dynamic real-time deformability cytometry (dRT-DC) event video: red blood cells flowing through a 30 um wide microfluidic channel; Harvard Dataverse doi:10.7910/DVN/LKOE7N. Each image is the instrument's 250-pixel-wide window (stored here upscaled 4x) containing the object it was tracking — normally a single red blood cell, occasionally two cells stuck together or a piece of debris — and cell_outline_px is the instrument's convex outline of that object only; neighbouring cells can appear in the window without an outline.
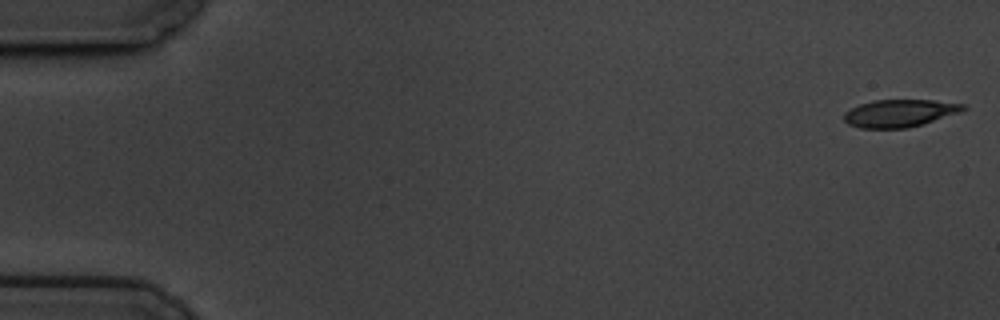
{"species": "common noctule bat (a hibernating species)", "species_latin": "Nyctalus noctula", "temperature_condition": "cold", "stored_images_in_passage": 59, "camera_frame_rate_fps": 3000, "um_per_image_px": 0.085, "animal": {"sex": "male", "body_mass_g": 19.5, "forearm_length_mm": 54.6}, "frame": {"image": 1, "passage_image": 1, "time_ms": 0.0, "image_size_px": [1000, 320], "cell_outline_px": [[968, 108], [960, 112], [924, 124], [908, 128], [860, 128], [848, 124], [844, 120], [844, 112], [860, 104], [876, 100], [932, 100], [964, 104]], "centroid_in_image_um": [76.48, 9.63], "position_along_channel_um": 8.5, "area_um2": 19.07}}
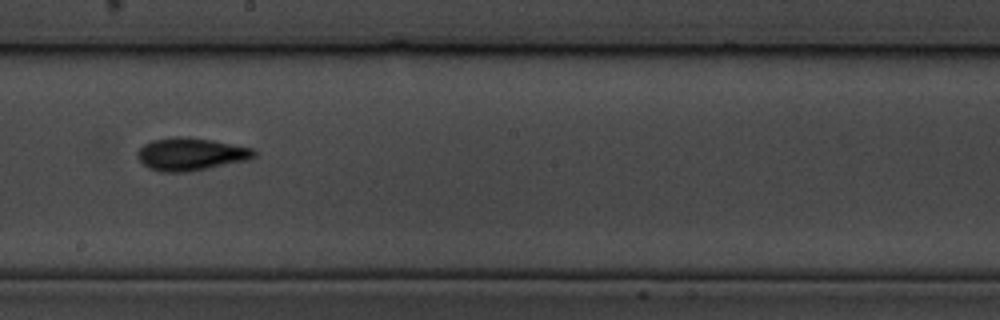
{"frame": {"image": 2, "passage_image": 33, "time_ms": 10.667, "image_size_px": [1000, 320], "cell_outline_px": [[256, 156], [248, 160], [188, 172], [160, 172], [148, 168], [136, 156], [136, 152], [144, 144], [152, 140], [172, 136], [188, 136], [212, 140], [252, 148], [256, 152]], "centroid_in_image_um": [16.19, 13.09], "position_along_channel_um": 232.0, "area_um2": 22.37}}
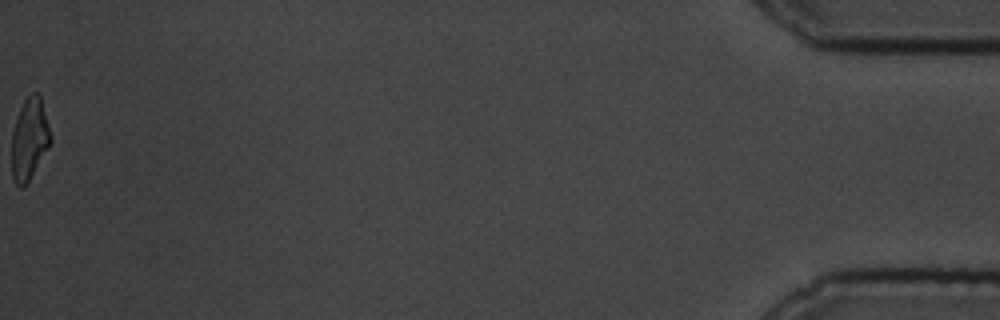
{"frame": {"image": 3, "passage_image": 59, "time_ms": 19.333, "image_size_px": [1000, 320], "cell_outline_px": [[52, 140], [28, 180], [20, 188], [16, 184], [12, 176], [12, 132], [20, 108], [24, 100], [32, 92], [36, 92], [40, 96], [52, 136]], "centroid_in_image_um": [2.5, 11.78], "position_along_channel_um": 432.7, "area_um2": 18.03}, "authors_computed_cell_mechanics": {"area_um2": 20.1144, "velocity_mm_per_s": 3.4305, "shape_relaxation_time_tau1_ms": 3.6877, "shape_relaxation_time_tau2_ms": 3.1238, "deformation_change_tau1": 0.1635, "deformation_change_tau2": 0.1122}}